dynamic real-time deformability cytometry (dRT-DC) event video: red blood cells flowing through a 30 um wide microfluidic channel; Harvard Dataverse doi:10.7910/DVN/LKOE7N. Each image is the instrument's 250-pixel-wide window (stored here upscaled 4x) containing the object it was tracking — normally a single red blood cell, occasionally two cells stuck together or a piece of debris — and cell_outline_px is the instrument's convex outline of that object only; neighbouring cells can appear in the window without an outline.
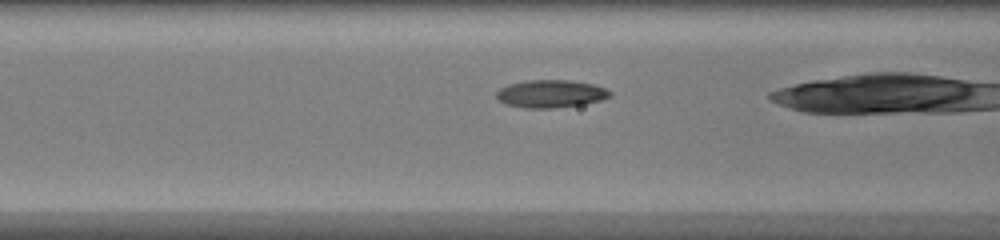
{"species": "common noctule bat (a hibernating species)", "species_latin": "Nyctalus noctula", "temperature_condition": "warm", "stored_images_in_passage": 26, "camera_frame_rate_fps": 3000, "um_per_image_px": 0.085, "animal": {"sex": "female", "body_mass_g": 20.0, "forearm_length_mm": 54.0}, "frame": {"image": 1, "passage_image": 9, "time_ms": 2.667, "image_size_px": [1000, 240], "cell_outline_px": [[612, 96], [600, 100], [580, 104], [552, 108], [524, 108], [504, 104], [496, 100], [496, 92], [500, 88], [508, 84], [528, 80], [568, 80], [596, 84], [612, 92]], "centroid_in_image_um": [46.77, 7.96], "position_along_channel_um": 119.8, "area_um2": 18.44}}
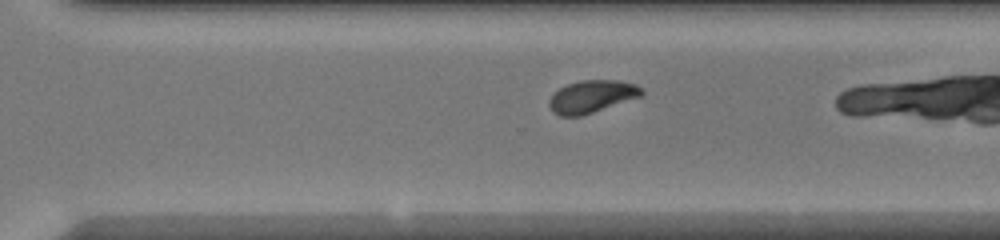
{"frame": {"image": 2, "passage_image": 22, "time_ms": 7.0, "image_size_px": [1000, 240], "cell_outline_px": [[644, 92], [640, 96], [580, 116], [560, 116], [552, 112], [548, 104], [548, 100], [560, 88], [568, 84], [580, 80], [620, 80], [636, 84]], "centroid_in_image_um": [50.27, 8.19], "position_along_channel_um": 320.3, "area_um2": 17.22}}
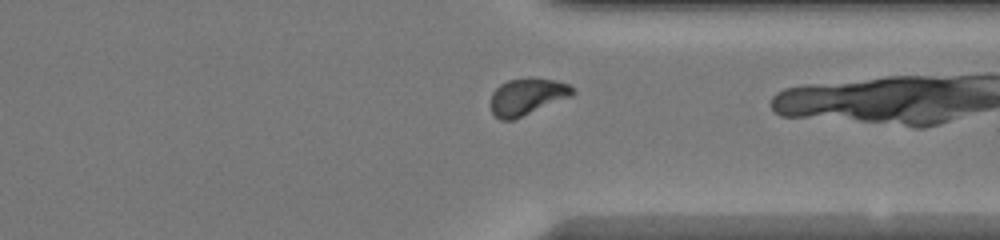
{"frame": {"image": 3, "passage_image": 25, "time_ms": 8.0, "image_size_px": [1000, 240], "cell_outline_px": [[576, 92], [572, 96], [512, 120], [500, 120], [492, 112], [488, 104], [492, 92], [500, 84], [508, 80], [556, 80], [568, 84]], "centroid_in_image_um": [44.75, 8.25], "position_along_channel_um": 366.6, "area_um2": 17.17}}